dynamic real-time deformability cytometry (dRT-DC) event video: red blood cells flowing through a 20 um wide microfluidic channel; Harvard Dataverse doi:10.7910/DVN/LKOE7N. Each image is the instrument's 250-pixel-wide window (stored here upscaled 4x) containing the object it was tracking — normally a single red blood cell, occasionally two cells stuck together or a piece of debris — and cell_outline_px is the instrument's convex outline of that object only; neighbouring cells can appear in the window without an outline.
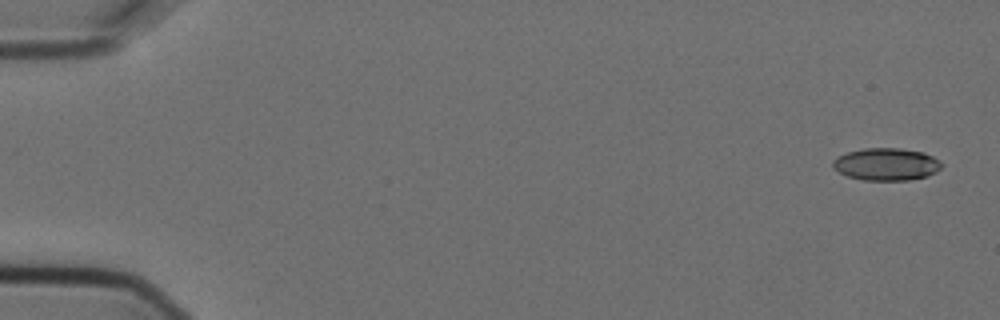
{"species": "Egyptian fruit bat (a non-hibernating species)", "species_latin": "Rousettus aegyptiacus", "temperature_condition": "cold", "stored_images_in_passage": 10, "camera_frame_rate_fps": 3000, "um_per_image_px": 0.085, "animal": {"sex": "female"}, "frame": {"image": 1, "passage_image": 1, "time_ms": 0.0, "image_size_px": [1000, 320], "cell_outline_px": [[940, 168], [936, 172], [928, 176], [908, 180], [864, 180], [848, 176], [832, 168], [832, 160], [836, 156], [848, 152], [864, 148], [900, 148], [924, 152], [940, 160]], "centroid_in_image_um": [75.32, 13.95], "position_along_channel_um": 9.7, "area_um2": 20.58}}
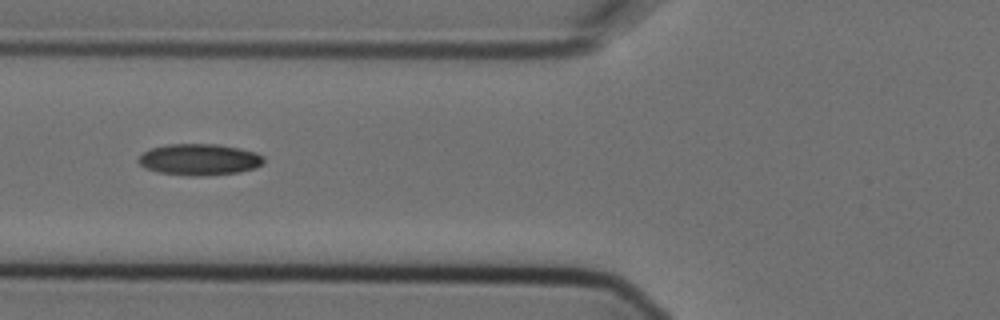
{"frame": {"image": 2, "passage_image": 6, "time_ms": 1.667, "image_size_px": [1000, 320], "cell_outline_px": [[264, 160], [256, 168], [240, 172], [204, 176], [188, 176], [160, 172], [144, 168], [136, 160], [144, 152], [152, 148], [168, 144], [216, 144], [240, 148], [256, 152], [264, 156]], "centroid_in_image_um": [16.96, 13.56], "position_along_channel_um": 108.8, "area_um2": 23.0}}
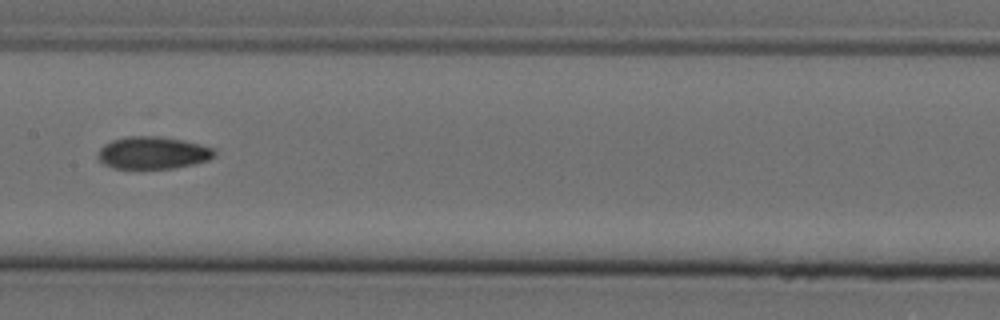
{"frame": {"image": 3, "passage_image": 8, "time_ms": 2.333, "image_size_px": [1000, 320], "cell_outline_px": [[216, 156], [208, 160], [192, 164], [172, 168], [112, 168], [104, 164], [96, 156], [100, 148], [104, 144], [112, 140], [124, 136], [160, 136], [184, 140], [216, 148]], "centroid_in_image_um": [13.0, 12.97], "position_along_channel_um": 194.4, "area_um2": 22.14}}